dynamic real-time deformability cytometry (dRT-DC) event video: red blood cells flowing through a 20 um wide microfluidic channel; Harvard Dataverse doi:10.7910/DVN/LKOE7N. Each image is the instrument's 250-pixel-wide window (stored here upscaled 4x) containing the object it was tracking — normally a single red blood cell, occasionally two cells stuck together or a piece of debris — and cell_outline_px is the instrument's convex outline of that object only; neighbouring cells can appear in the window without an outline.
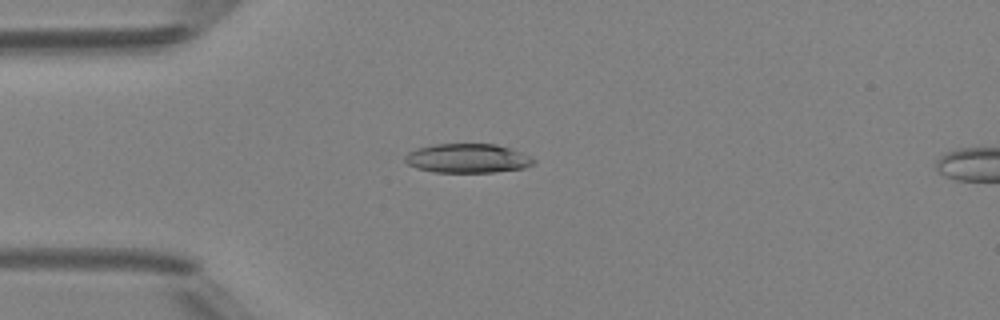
{"species": "Egyptian fruit bat (a non-hibernating species)", "species_latin": "Rousettus aegyptiacus", "temperature_condition": "room temperature", "stored_images_in_passage": 48, "camera_frame_rate_fps": 3000, "um_per_image_px": 0.085, "animal": {"sex": "female"}, "frame": {"image": 1, "passage_image": 12, "time_ms": 3.667, "image_size_px": [1000, 320], "cell_outline_px": [[536, 164], [524, 168], [492, 172], [432, 172], [416, 168], [408, 164], [404, 160], [404, 156], [408, 152], [416, 148], [432, 144], [496, 144], [532, 156], [536, 160]], "centroid_in_image_um": [39.74, 13.46], "position_along_channel_um": 45.3, "area_um2": 22.02}}
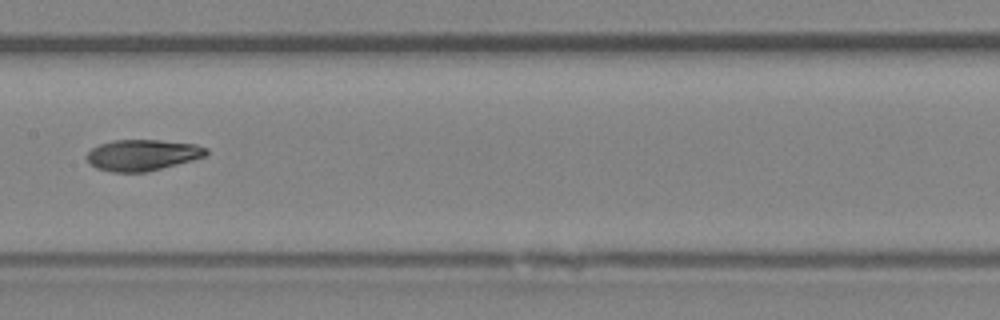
{"frame": {"image": 2, "passage_image": 24, "time_ms": 7.667, "image_size_px": [1000, 320], "cell_outline_px": [[208, 152], [204, 156], [192, 160], [144, 172], [112, 172], [96, 168], [88, 164], [88, 152], [92, 148], [100, 144], [112, 140], [160, 140], [196, 144], [208, 148]], "centroid_in_image_um": [12.09, 13.17], "position_along_channel_um": 195.3, "area_um2": 21.5}}
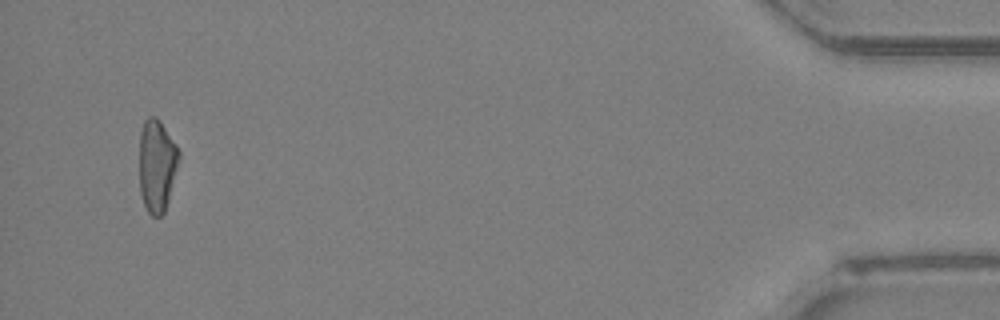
{"frame": {"image": 3, "passage_image": 46, "time_ms": 15.0, "image_size_px": [1000, 320], "cell_outline_px": [[180, 160], [168, 200], [164, 212], [160, 216], [152, 216], [148, 212], [144, 204], [140, 192], [140, 132], [144, 120], [148, 116], [156, 116], [160, 120], [176, 144], [180, 152]], "centroid_in_image_um": [13.34, 14.03], "position_along_channel_um": 421.9, "area_um2": 21.44}, "authors_computed_cell_mechanics": {"area_um2": 21.9929, "velocity_mm_per_s": 4.2108, "shape_relaxation_time_tau1_ms": null, "shape_relaxation_time_tau2_ms": 3.2199, "deformation_change_tau1": null, "deformation_change_tau2": 0.0895}}